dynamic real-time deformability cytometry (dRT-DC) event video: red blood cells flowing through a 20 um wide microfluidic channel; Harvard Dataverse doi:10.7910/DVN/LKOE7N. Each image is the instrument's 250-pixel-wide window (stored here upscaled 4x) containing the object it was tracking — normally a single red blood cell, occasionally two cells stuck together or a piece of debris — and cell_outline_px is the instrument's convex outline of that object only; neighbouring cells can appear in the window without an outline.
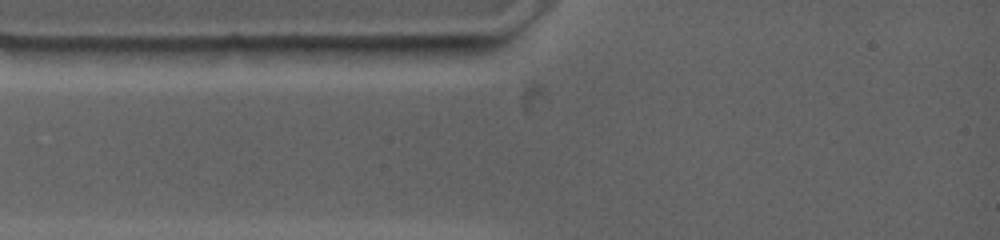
{"species": "common noctule bat (a hibernating species)", "species_latin": "Nyctalus noctula", "temperature_condition": "warm", "stored_images_in_passage": 5, "camera_frame_rate_fps": 4500, "um_per_image_px": 0.085, "animal": {"sex": "female", "body_mass_g": 19.0, "forearm_length_mm": 53.3}, "frame": {"image": 1, "passage_image": 2, "time_ms": 0.444, "image_size_px": [1000, 240], "cell_outline_px": [[472, 48], [464, 60], [336, 56], [320, 48], [392, 44], [472, 44]], "centroid_in_image_um": [34.45, 4.36], "position_along_channel_um": 50.5, "area_um2": 13.41}}